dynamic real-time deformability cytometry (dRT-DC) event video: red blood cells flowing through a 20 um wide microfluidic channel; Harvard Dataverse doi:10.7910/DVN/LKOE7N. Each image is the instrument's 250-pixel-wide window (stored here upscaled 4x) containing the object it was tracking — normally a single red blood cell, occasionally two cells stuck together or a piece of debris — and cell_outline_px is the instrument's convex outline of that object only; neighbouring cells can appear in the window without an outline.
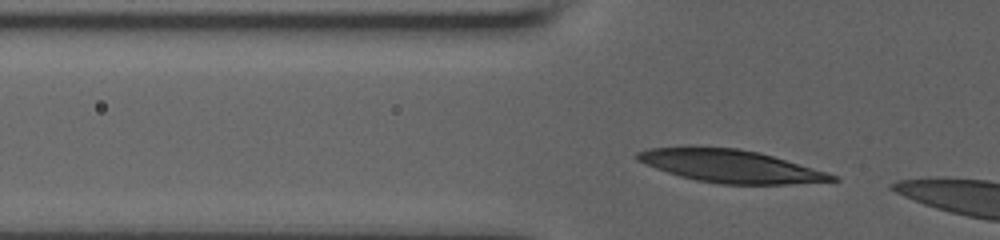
{"species": "human", "species_latin": "Homo sapiens", "temperature_condition": "room temperature", "stored_images_in_passage": 5, "camera_frame_rate_fps": 3000, "um_per_image_px": 0.085, "donor": {"sex": "male"}, "frame": {"image": 1, "passage_image": 2, "time_ms": 0.333, "image_size_px": [1000, 240], "cell_outline_px": [[840, 180], [788, 184], [720, 184], [696, 180], [680, 176], [656, 168], [636, 160], [636, 152], [648, 148], [736, 148], [760, 152], [828, 172], [836, 176]], "centroid_in_image_um": [62.13, 14.13], "position_along_channel_um": 63.7, "area_um2": 36.53}}